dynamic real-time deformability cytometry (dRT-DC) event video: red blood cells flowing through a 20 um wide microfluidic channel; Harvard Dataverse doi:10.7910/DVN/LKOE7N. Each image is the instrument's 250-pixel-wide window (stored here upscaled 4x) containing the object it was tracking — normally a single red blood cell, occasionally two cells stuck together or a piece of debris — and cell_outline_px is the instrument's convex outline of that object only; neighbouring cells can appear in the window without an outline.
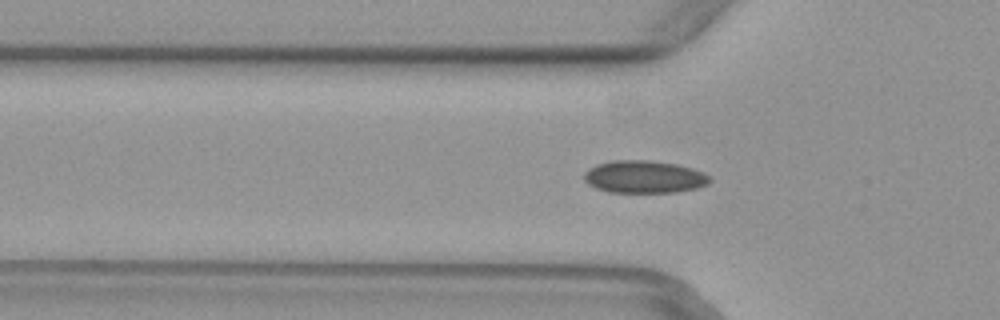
{"species": "common noctule bat (a hibernating species)", "species_latin": "Nyctalus noctula", "temperature_condition": "warm", "stored_images_in_passage": 52, "camera_frame_rate_fps": 3000, "um_per_image_px": 0.085, "animal": {"sex": "female", "body_mass_g": 29.2, "forearm_length_mm": 56.3}, "frame": {"image": 1, "passage_image": 17, "time_ms": 5.333, "image_size_px": [1000, 320], "cell_outline_px": [[712, 180], [708, 184], [696, 188], [676, 192], [608, 192], [596, 188], [588, 184], [584, 180], [584, 172], [588, 168], [596, 164], [612, 160], [652, 160], [676, 164], [692, 168], [704, 172]], "centroid_in_image_um": [54.74, 15.02], "position_along_channel_um": 71.1, "area_um2": 23.99}}
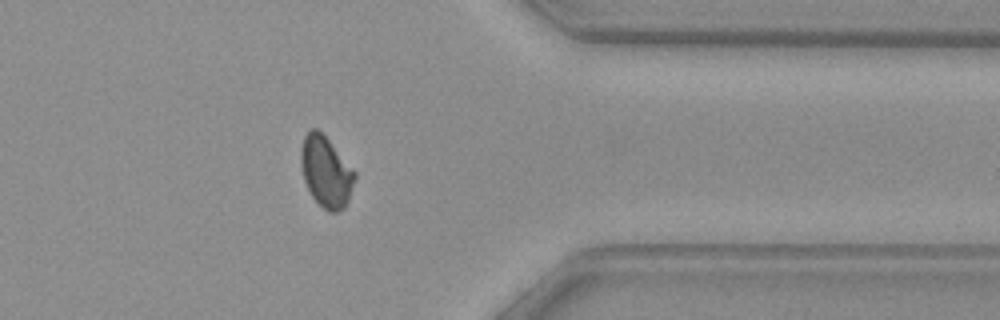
{"frame": {"image": 2, "passage_image": 41, "time_ms": 13.333, "image_size_px": [1000, 320], "cell_outline_px": [[356, 176], [348, 200], [344, 208], [336, 212], [328, 212], [312, 196], [304, 180], [300, 164], [300, 148], [304, 136], [312, 128], [316, 128], [328, 140], [356, 172]], "centroid_in_image_um": [27.69, 14.6], "position_along_channel_um": 383.7, "area_um2": 21.96}}
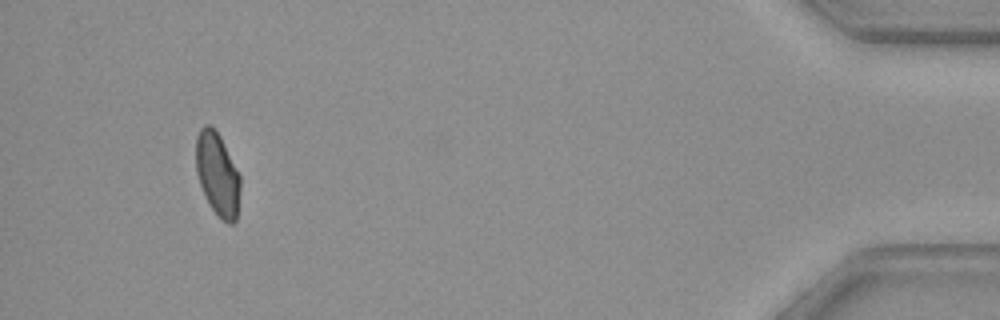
{"frame": {"image": 3, "passage_image": 48, "time_ms": 15.667, "image_size_px": [1000, 320], "cell_outline_px": [[240, 188], [236, 220], [232, 224], [228, 224], [212, 208], [200, 184], [196, 172], [196, 136], [200, 128], [204, 124], [208, 124], [220, 136], [240, 176]], "centroid_in_image_um": [18.48, 14.78], "position_along_channel_um": 416.7, "area_um2": 21.04}}